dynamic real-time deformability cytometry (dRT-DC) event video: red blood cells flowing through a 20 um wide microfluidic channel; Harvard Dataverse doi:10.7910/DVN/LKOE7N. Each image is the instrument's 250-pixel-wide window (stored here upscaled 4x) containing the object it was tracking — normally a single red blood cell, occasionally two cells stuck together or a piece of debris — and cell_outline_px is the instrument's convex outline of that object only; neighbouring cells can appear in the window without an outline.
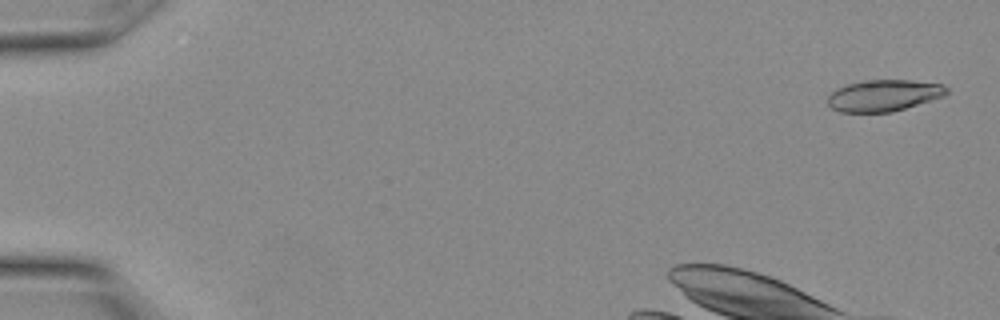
{"species": "Egyptian fruit bat (a non-hibernating species)", "species_latin": "Rousettus aegyptiacus", "temperature_condition": "warm", "stored_images_in_passage": 7, "camera_frame_rate_fps": 3000, "um_per_image_px": 0.085, "animal": {"sex": "female"}, "frame": {"image": 1, "passage_image": 1, "time_ms": 0.0, "image_size_px": [1000, 320], "cell_outline_px": [[948, 92], [944, 96], [892, 112], [840, 112], [832, 108], [828, 104], [828, 96], [832, 92], [848, 84], [864, 80], [912, 80], [944, 84], [948, 88]], "centroid_in_image_um": [75.15, 8.11], "position_along_channel_um": 9.8, "area_um2": 21.73}}